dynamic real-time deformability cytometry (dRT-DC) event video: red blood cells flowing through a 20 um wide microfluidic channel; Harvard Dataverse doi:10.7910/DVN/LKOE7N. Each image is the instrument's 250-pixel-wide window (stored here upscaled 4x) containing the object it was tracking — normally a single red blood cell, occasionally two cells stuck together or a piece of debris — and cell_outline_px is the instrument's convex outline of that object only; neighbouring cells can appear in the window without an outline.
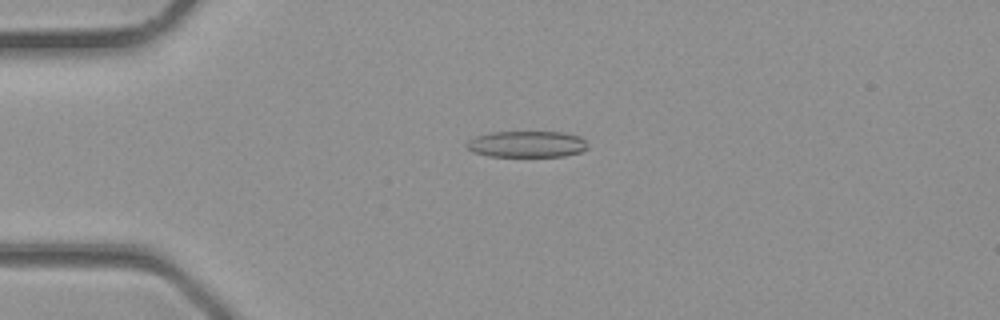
{"species": "common noctule bat (a hibernating species)", "species_latin": "Nyctalus noctula", "temperature_condition": "room temperature", "stored_images_in_passage": 4, "camera_frame_rate_fps": 3000, "um_per_image_px": 0.085, "animal": {"sex": "male", "body_mass_g": 23.1, "forearm_length_mm": 52.7}, "frame": {"image": 1, "passage_image": 3, "time_ms": 0.667, "image_size_px": [1000, 320], "cell_outline_px": [[588, 148], [580, 152], [564, 156], [488, 156], [472, 152], [464, 144], [468, 140], [476, 136], [492, 132], [564, 132], [580, 136], [584, 140]], "centroid_in_image_um": [44.76, 12.25], "position_along_channel_um": 40.2, "area_um2": 18.61}}